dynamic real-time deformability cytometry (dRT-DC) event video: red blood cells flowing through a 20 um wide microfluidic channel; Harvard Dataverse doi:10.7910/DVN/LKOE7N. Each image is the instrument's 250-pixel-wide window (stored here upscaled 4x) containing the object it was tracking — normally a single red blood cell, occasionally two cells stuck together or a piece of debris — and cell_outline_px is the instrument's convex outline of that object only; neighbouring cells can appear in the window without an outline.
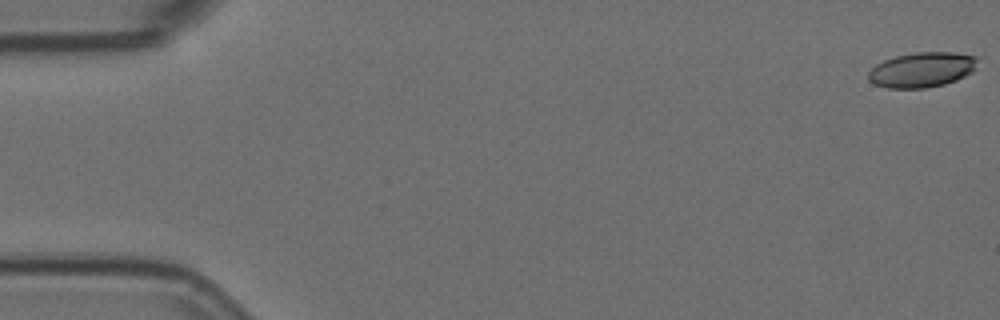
{"species": "Egyptian fruit bat (a non-hibernating species)", "species_latin": "Rousettus aegyptiacus", "temperature_condition": "room temperature", "stored_images_in_passage": 5, "camera_frame_rate_fps": 3000, "um_per_image_px": 0.085, "animal": {"sex": "female"}, "frame": {"image": 1, "passage_image": 1, "time_ms": 0.0, "image_size_px": [1000, 320], "cell_outline_px": [[976, 60], [972, 72], [956, 80], [944, 84], [924, 88], [888, 88], [876, 84], [868, 80], [868, 72], [876, 64], [884, 60], [896, 56], [916, 52], [956, 52], [976, 56]], "centroid_in_image_um": [78.34, 5.92], "position_along_channel_um": 6.7, "area_um2": 22.14}}
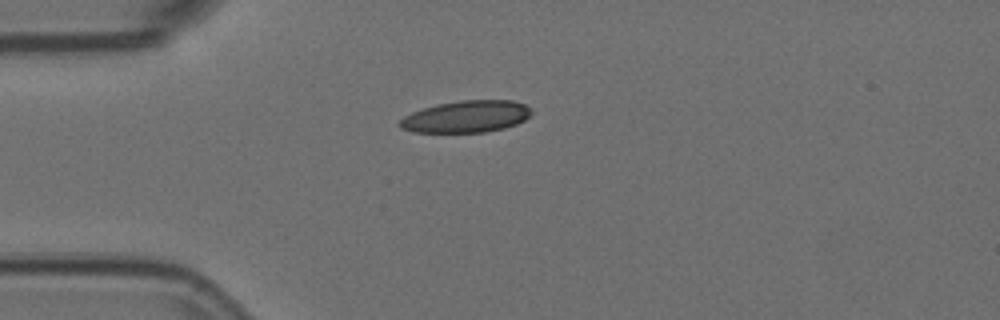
{"frame": {"image": 2, "passage_image": 5, "time_ms": 1.333, "image_size_px": [1000, 320], "cell_outline_px": [[532, 112], [524, 120], [516, 124], [504, 128], [484, 132], [412, 132], [400, 128], [396, 124], [404, 116], [412, 112], [436, 104], [460, 100], [512, 100], [524, 104], [532, 108]], "centroid_in_image_um": [39.61, 9.91], "position_along_channel_um": 45.4, "area_um2": 24.57}}